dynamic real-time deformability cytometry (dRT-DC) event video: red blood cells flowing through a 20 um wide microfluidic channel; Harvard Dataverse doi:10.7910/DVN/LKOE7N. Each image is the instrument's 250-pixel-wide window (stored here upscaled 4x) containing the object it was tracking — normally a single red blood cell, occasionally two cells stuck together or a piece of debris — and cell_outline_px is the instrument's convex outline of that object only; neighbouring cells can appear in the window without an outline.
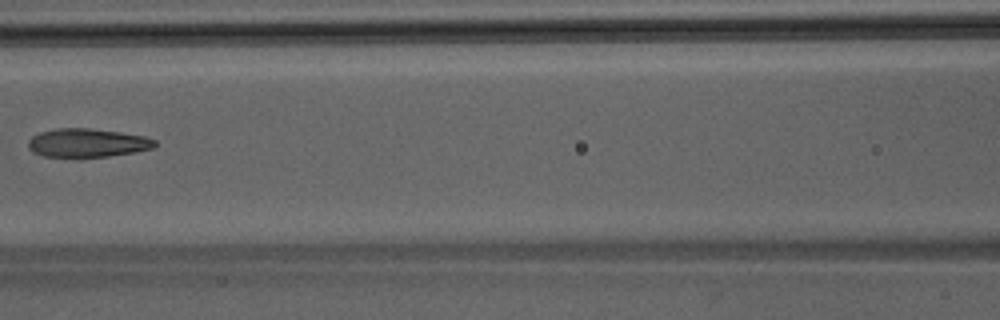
{"species": "Egyptian fruit bat (a non-hibernating species)", "species_latin": "Rousettus aegyptiacus", "temperature_condition": "room temperature", "stored_images_in_passage": 5, "camera_frame_rate_fps": 3000, "um_per_image_px": 0.085, "animal": {"sex": "male"}, "frame": {"image": 1, "passage_image": 5, "time_ms": 1.333, "image_size_px": [1000, 320], "cell_outline_px": [[156, 144], [152, 148], [136, 152], [108, 156], [44, 156], [32, 152], [28, 148], [28, 140], [32, 136], [40, 132], [56, 128], [88, 128], [120, 132], [144, 136], [156, 140]], "centroid_in_image_um": [7.41, 12.13], "position_along_channel_um": 159.2, "area_um2": 20.92}}